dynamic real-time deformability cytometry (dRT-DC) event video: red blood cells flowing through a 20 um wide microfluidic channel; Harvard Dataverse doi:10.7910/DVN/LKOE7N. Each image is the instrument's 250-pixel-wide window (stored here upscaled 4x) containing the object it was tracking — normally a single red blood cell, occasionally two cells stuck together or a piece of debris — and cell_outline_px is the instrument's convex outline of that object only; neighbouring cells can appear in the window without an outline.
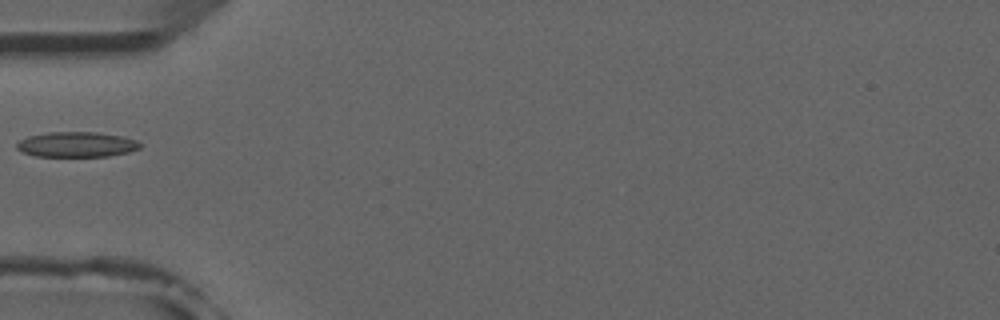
{"species": "common noctule bat (a hibernating species)", "species_latin": "Nyctalus noctula", "temperature_condition": "room temperature", "stored_images_in_passage": 6, "camera_frame_rate_fps": 3000, "um_per_image_px": 0.085, "animal": {"sex": "male", "forearm_length_mm": 52.5}, "frame": {"image": 1, "passage_image": 5, "time_ms": 4.667, "image_size_px": [1000, 320], "cell_outline_px": [[140, 148], [128, 152], [108, 156], [36, 156], [24, 152], [16, 148], [16, 144], [20, 140], [28, 136], [48, 132], [96, 132], [124, 136], [136, 140], [140, 144]], "centroid_in_image_um": [6.52, 12.27], "position_along_channel_um": 78.5, "area_um2": 18.03}}
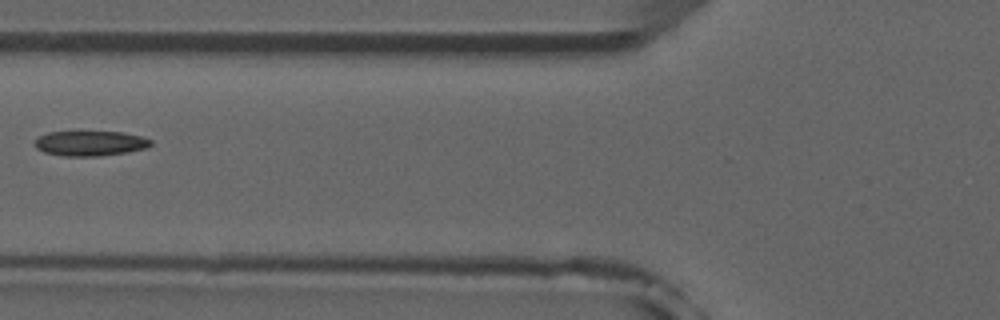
{"frame": {"image": 2, "passage_image": 6, "time_ms": 5.667, "image_size_px": [1000, 320], "cell_outline_px": [[152, 144], [148, 148], [128, 152], [100, 156], [64, 156], [44, 152], [36, 148], [36, 140], [40, 136], [48, 132], [124, 132], [140, 136], [152, 140]], "centroid_in_image_um": [7.71, 12.19], "position_along_channel_um": 118.1, "area_um2": 16.88}}